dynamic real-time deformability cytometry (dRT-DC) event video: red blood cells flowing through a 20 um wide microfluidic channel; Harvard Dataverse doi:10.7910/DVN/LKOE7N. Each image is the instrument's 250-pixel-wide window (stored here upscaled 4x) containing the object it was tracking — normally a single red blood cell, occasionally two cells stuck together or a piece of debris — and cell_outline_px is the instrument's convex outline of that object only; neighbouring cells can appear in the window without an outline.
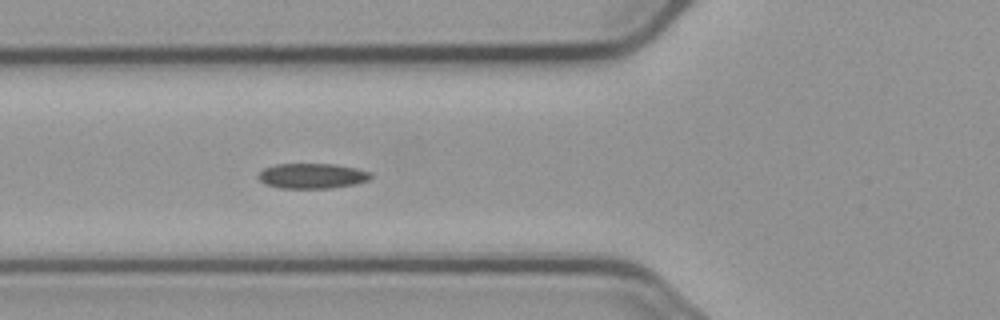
{"species": "common noctule bat (a hibernating species)", "species_latin": "Nyctalus noctula", "temperature_condition": "cold", "stored_images_in_passage": 4, "camera_frame_rate_fps": 3000, "um_per_image_px": 0.085, "animal": {"sex": "male", "body_mass_g": 23.1, "forearm_length_mm": 52.7}, "frame": {"image": 1, "passage_image": 4, "time_ms": 4.667, "image_size_px": [1000, 320], "cell_outline_px": [[372, 176], [368, 180], [352, 184], [332, 188], [280, 188], [264, 184], [256, 176], [264, 168], [276, 164], [332, 164], [356, 168], [372, 172]], "centroid_in_image_um": [26.5, 14.95], "position_along_channel_um": 99.3, "area_um2": 16.47}}